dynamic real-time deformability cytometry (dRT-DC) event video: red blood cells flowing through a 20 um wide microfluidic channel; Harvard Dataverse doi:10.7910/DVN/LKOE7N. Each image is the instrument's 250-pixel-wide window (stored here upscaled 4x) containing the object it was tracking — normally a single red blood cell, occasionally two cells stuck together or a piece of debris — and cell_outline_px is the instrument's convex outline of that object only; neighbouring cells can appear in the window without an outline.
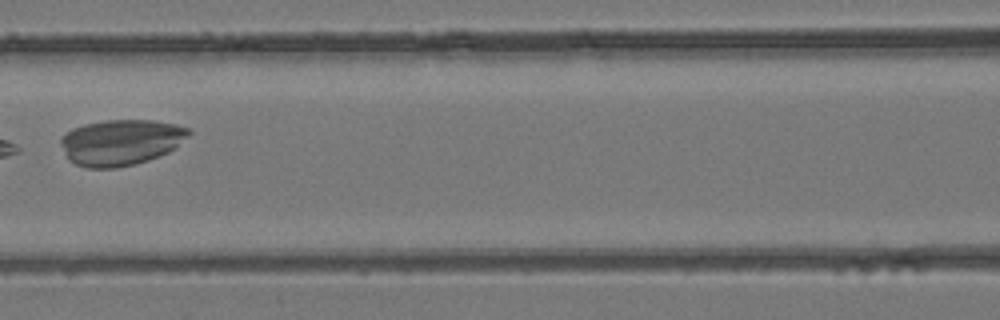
{"species": "common noctule bat (a hibernating species)", "species_latin": "Nyctalus noctula", "temperature_condition": "room temperature", "stored_images_in_passage": 3, "camera_frame_rate_fps": 3000, "um_per_image_px": 0.085, "animal": {"sex": "female", "body_mass_g": 24.6, "forearm_length_mm": 56.2}, "frame": {"image": 1, "passage_image": 3, "time_ms": 0.667, "image_size_px": [1000, 320], "cell_outline_px": [[192, 132], [176, 148], [160, 156], [136, 164], [116, 168], [88, 168], [76, 164], [68, 160], [60, 144], [60, 140], [72, 128], [84, 124], [104, 120], [152, 120], [176, 124], [192, 128]], "centroid_in_image_um": [10.3, 12.09], "position_along_channel_um": 156.3, "area_um2": 34.51}}